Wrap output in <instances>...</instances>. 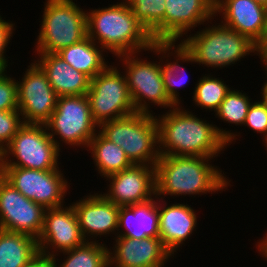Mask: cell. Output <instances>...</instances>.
Wrapping results in <instances>:
<instances>
[{"instance_id":"6da1fadb","label":"cell","mask_w":267,"mask_h":267,"mask_svg":"<svg viewBox=\"0 0 267 267\" xmlns=\"http://www.w3.org/2000/svg\"><path fill=\"white\" fill-rule=\"evenodd\" d=\"M155 116L160 155L217 158L241 135L198 117L182 105Z\"/></svg>"},{"instance_id":"7a4b0ae2","label":"cell","mask_w":267,"mask_h":267,"mask_svg":"<svg viewBox=\"0 0 267 267\" xmlns=\"http://www.w3.org/2000/svg\"><path fill=\"white\" fill-rule=\"evenodd\" d=\"M209 157L160 155L156 163V197L218 194L232 186ZM227 177V178H226ZM167 195V196H166Z\"/></svg>"},{"instance_id":"3957f363","label":"cell","mask_w":267,"mask_h":267,"mask_svg":"<svg viewBox=\"0 0 267 267\" xmlns=\"http://www.w3.org/2000/svg\"><path fill=\"white\" fill-rule=\"evenodd\" d=\"M86 25L87 36L107 54L116 57L136 52L142 54L155 43L125 0L107 7L87 9Z\"/></svg>"},{"instance_id":"277c9868","label":"cell","mask_w":267,"mask_h":267,"mask_svg":"<svg viewBox=\"0 0 267 267\" xmlns=\"http://www.w3.org/2000/svg\"><path fill=\"white\" fill-rule=\"evenodd\" d=\"M212 21H215L214 18L203 25L202 30L189 33L180 41L199 67L203 65L217 71L234 66L249 55L260 56V48L248 37L221 22Z\"/></svg>"},{"instance_id":"5b68a950","label":"cell","mask_w":267,"mask_h":267,"mask_svg":"<svg viewBox=\"0 0 267 267\" xmlns=\"http://www.w3.org/2000/svg\"><path fill=\"white\" fill-rule=\"evenodd\" d=\"M98 131L121 147L132 164L156 166L160 152L159 126L154 114L135 112L100 124Z\"/></svg>"},{"instance_id":"8992f818","label":"cell","mask_w":267,"mask_h":267,"mask_svg":"<svg viewBox=\"0 0 267 267\" xmlns=\"http://www.w3.org/2000/svg\"><path fill=\"white\" fill-rule=\"evenodd\" d=\"M148 53L155 55L152 58L159 59V62L148 60V57L141 58L140 52L128 53L116 57L119 60L118 66L124 70L127 79L128 91L136 112L154 114L150 108L155 105L161 109H170L175 105L169 100L165 85L162 80V64L164 63L158 51L152 46ZM140 56V57H139ZM146 58V59H145Z\"/></svg>"},{"instance_id":"52a82bcc","label":"cell","mask_w":267,"mask_h":267,"mask_svg":"<svg viewBox=\"0 0 267 267\" xmlns=\"http://www.w3.org/2000/svg\"><path fill=\"white\" fill-rule=\"evenodd\" d=\"M43 10L35 54L57 53L87 37V10L75 0H45Z\"/></svg>"},{"instance_id":"ba28073f","label":"cell","mask_w":267,"mask_h":267,"mask_svg":"<svg viewBox=\"0 0 267 267\" xmlns=\"http://www.w3.org/2000/svg\"><path fill=\"white\" fill-rule=\"evenodd\" d=\"M60 152L49 136L46 125L24 123L0 154V167L60 169Z\"/></svg>"},{"instance_id":"9c48e42d","label":"cell","mask_w":267,"mask_h":267,"mask_svg":"<svg viewBox=\"0 0 267 267\" xmlns=\"http://www.w3.org/2000/svg\"><path fill=\"white\" fill-rule=\"evenodd\" d=\"M45 125L60 150L63 143L70 148L87 149L98 131L86 95L59 96L55 110Z\"/></svg>"},{"instance_id":"30bf717a","label":"cell","mask_w":267,"mask_h":267,"mask_svg":"<svg viewBox=\"0 0 267 267\" xmlns=\"http://www.w3.org/2000/svg\"><path fill=\"white\" fill-rule=\"evenodd\" d=\"M111 62L90 80L86 94L93 121L100 124L135 113L123 70ZM122 73V74H121Z\"/></svg>"},{"instance_id":"8fae6325","label":"cell","mask_w":267,"mask_h":267,"mask_svg":"<svg viewBox=\"0 0 267 267\" xmlns=\"http://www.w3.org/2000/svg\"><path fill=\"white\" fill-rule=\"evenodd\" d=\"M61 170L0 167V175L26 198L48 209L64 206L70 194L71 183Z\"/></svg>"},{"instance_id":"7c38bea8","label":"cell","mask_w":267,"mask_h":267,"mask_svg":"<svg viewBox=\"0 0 267 267\" xmlns=\"http://www.w3.org/2000/svg\"><path fill=\"white\" fill-rule=\"evenodd\" d=\"M17 80L18 110L25 124H46L57 105L58 95L46 74L33 61Z\"/></svg>"},{"instance_id":"4fadbf2b","label":"cell","mask_w":267,"mask_h":267,"mask_svg":"<svg viewBox=\"0 0 267 267\" xmlns=\"http://www.w3.org/2000/svg\"><path fill=\"white\" fill-rule=\"evenodd\" d=\"M45 208L26 198L0 175V229L38 239Z\"/></svg>"},{"instance_id":"5bb4252c","label":"cell","mask_w":267,"mask_h":267,"mask_svg":"<svg viewBox=\"0 0 267 267\" xmlns=\"http://www.w3.org/2000/svg\"><path fill=\"white\" fill-rule=\"evenodd\" d=\"M37 242L39 254L48 259L86 242L71 203L45 210L43 228Z\"/></svg>"},{"instance_id":"9a60e30c","label":"cell","mask_w":267,"mask_h":267,"mask_svg":"<svg viewBox=\"0 0 267 267\" xmlns=\"http://www.w3.org/2000/svg\"><path fill=\"white\" fill-rule=\"evenodd\" d=\"M109 182L103 196L117 206L148 202L156 197V169L144 164L130 167L105 178Z\"/></svg>"},{"instance_id":"2e32d148","label":"cell","mask_w":267,"mask_h":267,"mask_svg":"<svg viewBox=\"0 0 267 267\" xmlns=\"http://www.w3.org/2000/svg\"><path fill=\"white\" fill-rule=\"evenodd\" d=\"M215 20L248 37L259 48L267 40V6L255 0H218ZM219 14V15H218ZM217 16V17H216Z\"/></svg>"},{"instance_id":"e0dca14e","label":"cell","mask_w":267,"mask_h":267,"mask_svg":"<svg viewBox=\"0 0 267 267\" xmlns=\"http://www.w3.org/2000/svg\"><path fill=\"white\" fill-rule=\"evenodd\" d=\"M98 192L92 194L91 191L87 196L71 203L81 233L84 239L90 242L100 241L104 236L116 237L118 230L119 206L107 200L102 192ZM98 238L100 239L97 240Z\"/></svg>"},{"instance_id":"ac0fdd59","label":"cell","mask_w":267,"mask_h":267,"mask_svg":"<svg viewBox=\"0 0 267 267\" xmlns=\"http://www.w3.org/2000/svg\"><path fill=\"white\" fill-rule=\"evenodd\" d=\"M112 239L115 244L108 248L109 267H165L175 257L159 237Z\"/></svg>"},{"instance_id":"d6986e66","label":"cell","mask_w":267,"mask_h":267,"mask_svg":"<svg viewBox=\"0 0 267 267\" xmlns=\"http://www.w3.org/2000/svg\"><path fill=\"white\" fill-rule=\"evenodd\" d=\"M170 202L168 204L165 199L158 198L159 238L174 256L196 231L198 216L195 208L189 206L187 202L186 204Z\"/></svg>"},{"instance_id":"ffe728a7","label":"cell","mask_w":267,"mask_h":267,"mask_svg":"<svg viewBox=\"0 0 267 267\" xmlns=\"http://www.w3.org/2000/svg\"><path fill=\"white\" fill-rule=\"evenodd\" d=\"M165 7V42H179L215 18L210 0H165Z\"/></svg>"},{"instance_id":"44dd1931","label":"cell","mask_w":267,"mask_h":267,"mask_svg":"<svg viewBox=\"0 0 267 267\" xmlns=\"http://www.w3.org/2000/svg\"><path fill=\"white\" fill-rule=\"evenodd\" d=\"M178 43L155 42L153 44V47L158 51L164 62L162 64V80L165 85L166 94L175 106H181L184 101L179 96L180 90L178 88L185 87L189 80V74L186 72L187 68L183 65L185 62L192 64V66L196 64L192 54L180 41Z\"/></svg>"},{"instance_id":"7402d4cb","label":"cell","mask_w":267,"mask_h":267,"mask_svg":"<svg viewBox=\"0 0 267 267\" xmlns=\"http://www.w3.org/2000/svg\"><path fill=\"white\" fill-rule=\"evenodd\" d=\"M34 62L43 70L58 96L86 95L90 78L74 69L57 53H37Z\"/></svg>"},{"instance_id":"603a6c76","label":"cell","mask_w":267,"mask_h":267,"mask_svg":"<svg viewBox=\"0 0 267 267\" xmlns=\"http://www.w3.org/2000/svg\"><path fill=\"white\" fill-rule=\"evenodd\" d=\"M116 237L139 240L147 237H159L158 198L155 197L142 204L119 206Z\"/></svg>"},{"instance_id":"cb8c5ba5","label":"cell","mask_w":267,"mask_h":267,"mask_svg":"<svg viewBox=\"0 0 267 267\" xmlns=\"http://www.w3.org/2000/svg\"><path fill=\"white\" fill-rule=\"evenodd\" d=\"M105 53L107 54L88 36L79 43L62 48L57 52L74 69L84 73L90 79H93L109 65V62H106L108 54Z\"/></svg>"},{"instance_id":"d4e9b609","label":"cell","mask_w":267,"mask_h":267,"mask_svg":"<svg viewBox=\"0 0 267 267\" xmlns=\"http://www.w3.org/2000/svg\"><path fill=\"white\" fill-rule=\"evenodd\" d=\"M38 255L35 237L0 229V267H24Z\"/></svg>"},{"instance_id":"484cf974","label":"cell","mask_w":267,"mask_h":267,"mask_svg":"<svg viewBox=\"0 0 267 267\" xmlns=\"http://www.w3.org/2000/svg\"><path fill=\"white\" fill-rule=\"evenodd\" d=\"M86 150L92 154L90 156L94 160L97 174L104 179L132 165L124 150L106 139L99 131L90 140Z\"/></svg>"},{"instance_id":"4316f807","label":"cell","mask_w":267,"mask_h":267,"mask_svg":"<svg viewBox=\"0 0 267 267\" xmlns=\"http://www.w3.org/2000/svg\"><path fill=\"white\" fill-rule=\"evenodd\" d=\"M108 246L102 242L86 241L83 245L53 256L52 267H109ZM64 256L61 257V255ZM61 259H59V257ZM63 258V260H62ZM66 258V259H65ZM57 260V261H56ZM59 260V261H58ZM63 261L62 263L60 261ZM58 262V263H57ZM60 263V264H59Z\"/></svg>"},{"instance_id":"83f0119b","label":"cell","mask_w":267,"mask_h":267,"mask_svg":"<svg viewBox=\"0 0 267 267\" xmlns=\"http://www.w3.org/2000/svg\"><path fill=\"white\" fill-rule=\"evenodd\" d=\"M155 42H165V0H125Z\"/></svg>"},{"instance_id":"f1b7e54d","label":"cell","mask_w":267,"mask_h":267,"mask_svg":"<svg viewBox=\"0 0 267 267\" xmlns=\"http://www.w3.org/2000/svg\"><path fill=\"white\" fill-rule=\"evenodd\" d=\"M213 75L208 73L198 78L192 92V103L193 106L195 104L202 110L215 113L231 87L225 83L224 79Z\"/></svg>"},{"instance_id":"f546056e","label":"cell","mask_w":267,"mask_h":267,"mask_svg":"<svg viewBox=\"0 0 267 267\" xmlns=\"http://www.w3.org/2000/svg\"><path fill=\"white\" fill-rule=\"evenodd\" d=\"M252 102V98L247 93L232 87L215 111L214 116L220 121L222 120L221 122L242 127Z\"/></svg>"},{"instance_id":"4dcf8cb0","label":"cell","mask_w":267,"mask_h":267,"mask_svg":"<svg viewBox=\"0 0 267 267\" xmlns=\"http://www.w3.org/2000/svg\"><path fill=\"white\" fill-rule=\"evenodd\" d=\"M23 124L22 116L18 109L0 110V154L10 144L12 138Z\"/></svg>"},{"instance_id":"1f68e13d","label":"cell","mask_w":267,"mask_h":267,"mask_svg":"<svg viewBox=\"0 0 267 267\" xmlns=\"http://www.w3.org/2000/svg\"><path fill=\"white\" fill-rule=\"evenodd\" d=\"M18 109L17 79L7 73H0V110Z\"/></svg>"},{"instance_id":"d6a6232c","label":"cell","mask_w":267,"mask_h":267,"mask_svg":"<svg viewBox=\"0 0 267 267\" xmlns=\"http://www.w3.org/2000/svg\"><path fill=\"white\" fill-rule=\"evenodd\" d=\"M243 126H247L254 133H260V136H263L262 141L267 139V109L260 99L252 102Z\"/></svg>"},{"instance_id":"836d02e7","label":"cell","mask_w":267,"mask_h":267,"mask_svg":"<svg viewBox=\"0 0 267 267\" xmlns=\"http://www.w3.org/2000/svg\"><path fill=\"white\" fill-rule=\"evenodd\" d=\"M15 23H13L10 20H4L3 17H0V64L7 69L8 65L10 67V64H8L9 59L6 57L7 54V47L8 44H10V40L12 36H14V32L16 29Z\"/></svg>"},{"instance_id":"e575fe53","label":"cell","mask_w":267,"mask_h":267,"mask_svg":"<svg viewBox=\"0 0 267 267\" xmlns=\"http://www.w3.org/2000/svg\"><path fill=\"white\" fill-rule=\"evenodd\" d=\"M24 267H52L51 260L39 254L33 261Z\"/></svg>"},{"instance_id":"d590c367","label":"cell","mask_w":267,"mask_h":267,"mask_svg":"<svg viewBox=\"0 0 267 267\" xmlns=\"http://www.w3.org/2000/svg\"><path fill=\"white\" fill-rule=\"evenodd\" d=\"M260 62H262L264 65L263 67L265 68L264 72L267 73V40L265 44L260 48Z\"/></svg>"},{"instance_id":"8d00e7d4","label":"cell","mask_w":267,"mask_h":267,"mask_svg":"<svg viewBox=\"0 0 267 267\" xmlns=\"http://www.w3.org/2000/svg\"><path fill=\"white\" fill-rule=\"evenodd\" d=\"M255 246L257 250H267V231L264 233L262 238L256 241Z\"/></svg>"},{"instance_id":"74e56055","label":"cell","mask_w":267,"mask_h":267,"mask_svg":"<svg viewBox=\"0 0 267 267\" xmlns=\"http://www.w3.org/2000/svg\"><path fill=\"white\" fill-rule=\"evenodd\" d=\"M265 76L267 78V73H265ZM260 96L262 98V99H260V101L265 105V107L267 109V80H265V82H263Z\"/></svg>"},{"instance_id":"f35d334b","label":"cell","mask_w":267,"mask_h":267,"mask_svg":"<svg viewBox=\"0 0 267 267\" xmlns=\"http://www.w3.org/2000/svg\"><path fill=\"white\" fill-rule=\"evenodd\" d=\"M257 252L265 259L264 261L267 262V250H258Z\"/></svg>"},{"instance_id":"ab89813d","label":"cell","mask_w":267,"mask_h":267,"mask_svg":"<svg viewBox=\"0 0 267 267\" xmlns=\"http://www.w3.org/2000/svg\"><path fill=\"white\" fill-rule=\"evenodd\" d=\"M267 6V0H255Z\"/></svg>"},{"instance_id":"60d3db41","label":"cell","mask_w":267,"mask_h":267,"mask_svg":"<svg viewBox=\"0 0 267 267\" xmlns=\"http://www.w3.org/2000/svg\"><path fill=\"white\" fill-rule=\"evenodd\" d=\"M262 144H264V146H265V151H267V139L266 140H264L263 142H262ZM267 153V152H266Z\"/></svg>"},{"instance_id":"b9f144b4","label":"cell","mask_w":267,"mask_h":267,"mask_svg":"<svg viewBox=\"0 0 267 267\" xmlns=\"http://www.w3.org/2000/svg\"><path fill=\"white\" fill-rule=\"evenodd\" d=\"M5 68L0 64V73H2V71H4Z\"/></svg>"},{"instance_id":"7bdbcfd3","label":"cell","mask_w":267,"mask_h":267,"mask_svg":"<svg viewBox=\"0 0 267 267\" xmlns=\"http://www.w3.org/2000/svg\"><path fill=\"white\" fill-rule=\"evenodd\" d=\"M214 5L216 4V0H210Z\"/></svg>"}]
</instances>
